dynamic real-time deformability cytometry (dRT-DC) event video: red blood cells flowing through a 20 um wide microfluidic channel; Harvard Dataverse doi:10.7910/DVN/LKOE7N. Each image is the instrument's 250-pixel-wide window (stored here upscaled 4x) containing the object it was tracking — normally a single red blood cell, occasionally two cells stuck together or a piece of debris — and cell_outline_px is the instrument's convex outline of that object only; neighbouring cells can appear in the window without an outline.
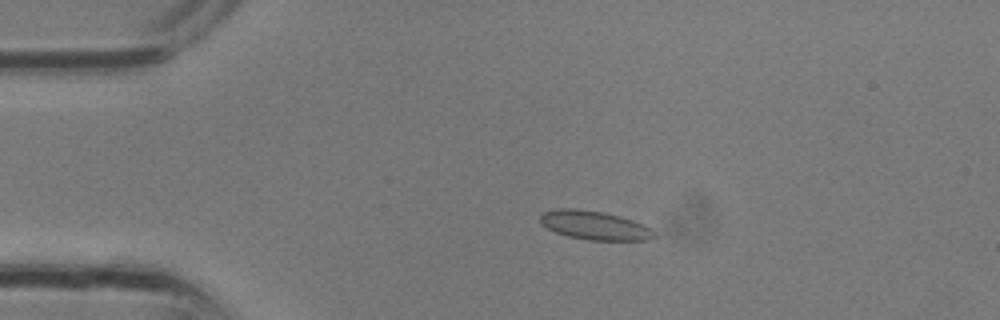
{"species": "common noctule bat (a hibernating species)", "species_latin": "Nyctalus noctula", "temperature_condition": "room temperature", "stored_images_in_passage": 3, "camera_frame_rate_fps": 3000, "um_per_image_px": 0.085, "animal": {"sex": "male", "body_mass_g": 13.3}, "frame": {"image": 1, "passage_image": 2, "time_ms": 0.333, "image_size_px": [1000, 320], "cell_outline_px": [[656, 236], [648, 240], [588, 240], [568, 236], [556, 232], [540, 224], [540, 216], [544, 212], [556, 208], [572, 208], [604, 212], [620, 216], [644, 224], [656, 232]], "centroid_in_image_um": [50.55, 19.15], "position_along_channel_um": 34.5, "area_um2": 19.19}}